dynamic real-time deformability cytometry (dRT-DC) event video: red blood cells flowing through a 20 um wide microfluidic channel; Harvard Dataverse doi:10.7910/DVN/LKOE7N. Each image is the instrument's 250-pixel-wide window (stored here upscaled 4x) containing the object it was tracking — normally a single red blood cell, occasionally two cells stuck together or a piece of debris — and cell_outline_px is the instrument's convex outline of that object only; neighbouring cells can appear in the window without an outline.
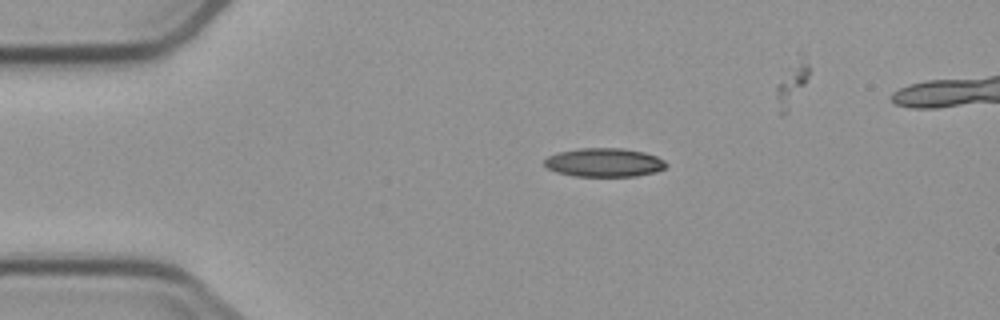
{"species": "common noctule bat (a hibernating species)", "species_latin": "Nyctalus noctula", "temperature_condition": "cold", "stored_images_in_passage": 5, "camera_frame_rate_fps": 3000, "um_per_image_px": 0.085, "animal": {"sex": "male", "body_mass_g": 23.1, "forearm_length_mm": 52.7}, "frame": {"image": 1, "passage_image": 1, "time_ms": 0.0, "image_size_px": [1000, 320], "cell_outline_px": [[668, 164], [664, 168], [656, 172], [636, 176], [576, 176], [556, 172], [548, 168], [544, 164], [544, 160], [548, 156], [556, 152], [576, 148], [624, 148], [644, 152], [656, 156], [664, 160]], "centroid_in_image_um": [51.35, 13.8], "position_along_channel_um": 33.7, "area_um2": 20.52}}
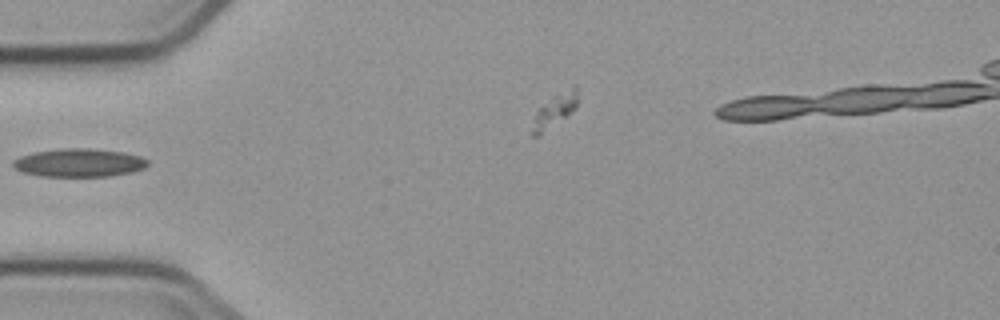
{"frame": {"image": 2, "passage_image": 3, "time_ms": 2.333, "image_size_px": [1000, 320], "cell_outline_px": [[148, 164], [144, 168], [132, 172], [112, 176], [40, 176], [24, 172], [16, 168], [12, 164], [12, 160], [20, 156], [32, 152], [60, 148], [92, 148], [124, 152], [140, 156], [148, 160]], "centroid_in_image_um": [6.73, 13.82], "position_along_channel_um": 78.3, "area_um2": 22.31}}
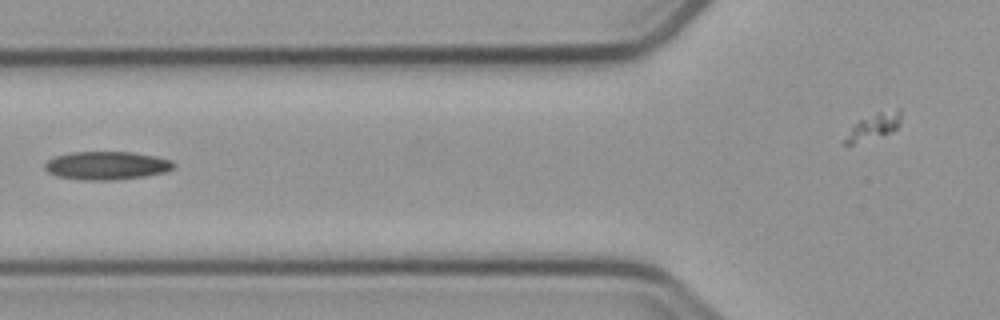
{"frame": {"image": 3, "passage_image": 4, "time_ms": 3.333, "image_size_px": [1000, 320], "cell_outline_px": [[176, 168], [164, 172], [144, 176], [112, 180], [84, 180], [56, 176], [48, 172], [44, 168], [44, 164], [48, 160], [56, 156], [68, 152], [132, 152], [156, 156], [172, 160], [176, 164]], "centroid_in_image_um": [9.08, 14.06], "position_along_channel_um": 116.7, "area_um2": 21.33}}